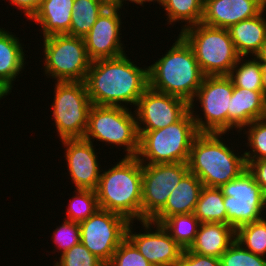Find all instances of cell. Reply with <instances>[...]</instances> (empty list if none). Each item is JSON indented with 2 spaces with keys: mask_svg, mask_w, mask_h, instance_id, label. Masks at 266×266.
<instances>
[{
  "mask_svg": "<svg viewBox=\"0 0 266 266\" xmlns=\"http://www.w3.org/2000/svg\"><path fill=\"white\" fill-rule=\"evenodd\" d=\"M8 96V94L6 92H4L1 88H0V100L3 99L4 97Z\"/></svg>",
  "mask_w": 266,
  "mask_h": 266,
  "instance_id": "obj_44",
  "label": "cell"
},
{
  "mask_svg": "<svg viewBox=\"0 0 266 266\" xmlns=\"http://www.w3.org/2000/svg\"><path fill=\"white\" fill-rule=\"evenodd\" d=\"M203 187L201 180L189 171L171 191L165 206L151 221L161 224L170 216L194 213Z\"/></svg>",
  "mask_w": 266,
  "mask_h": 266,
  "instance_id": "obj_20",
  "label": "cell"
},
{
  "mask_svg": "<svg viewBox=\"0 0 266 266\" xmlns=\"http://www.w3.org/2000/svg\"><path fill=\"white\" fill-rule=\"evenodd\" d=\"M124 1H125V3H126V1H129L130 3L132 2H134V3H136L137 5H141V6H144L143 4L144 3H146V2H149V3H151V2H157L158 4H159V6H160V4H161V1L162 0H121V8L123 7V3H124Z\"/></svg>",
  "mask_w": 266,
  "mask_h": 266,
  "instance_id": "obj_42",
  "label": "cell"
},
{
  "mask_svg": "<svg viewBox=\"0 0 266 266\" xmlns=\"http://www.w3.org/2000/svg\"><path fill=\"white\" fill-rule=\"evenodd\" d=\"M120 13V9L105 8L89 33L83 37L91 61L115 58L126 53L120 40L123 23Z\"/></svg>",
  "mask_w": 266,
  "mask_h": 266,
  "instance_id": "obj_16",
  "label": "cell"
},
{
  "mask_svg": "<svg viewBox=\"0 0 266 266\" xmlns=\"http://www.w3.org/2000/svg\"><path fill=\"white\" fill-rule=\"evenodd\" d=\"M133 223L129 222L126 237L145 259L152 266H176L184 249L170 236L167 230L161 224L151 220H142L140 224L144 227L145 232L137 234L132 231L134 230ZM152 228L156 230L152 231Z\"/></svg>",
  "mask_w": 266,
  "mask_h": 266,
  "instance_id": "obj_15",
  "label": "cell"
},
{
  "mask_svg": "<svg viewBox=\"0 0 266 266\" xmlns=\"http://www.w3.org/2000/svg\"><path fill=\"white\" fill-rule=\"evenodd\" d=\"M135 116L138 131H154L177 122L189 104L176 96L157 92L148 87L139 98ZM143 125V126H142Z\"/></svg>",
  "mask_w": 266,
  "mask_h": 266,
  "instance_id": "obj_14",
  "label": "cell"
},
{
  "mask_svg": "<svg viewBox=\"0 0 266 266\" xmlns=\"http://www.w3.org/2000/svg\"><path fill=\"white\" fill-rule=\"evenodd\" d=\"M192 47L204 76H228L239 59L228 29L202 22L179 33Z\"/></svg>",
  "mask_w": 266,
  "mask_h": 266,
  "instance_id": "obj_6",
  "label": "cell"
},
{
  "mask_svg": "<svg viewBox=\"0 0 266 266\" xmlns=\"http://www.w3.org/2000/svg\"><path fill=\"white\" fill-rule=\"evenodd\" d=\"M189 172L187 163L142 164L141 221L151 220Z\"/></svg>",
  "mask_w": 266,
  "mask_h": 266,
  "instance_id": "obj_13",
  "label": "cell"
},
{
  "mask_svg": "<svg viewBox=\"0 0 266 266\" xmlns=\"http://www.w3.org/2000/svg\"><path fill=\"white\" fill-rule=\"evenodd\" d=\"M52 117L60 140L83 139L92 102L85 82H56Z\"/></svg>",
  "mask_w": 266,
  "mask_h": 266,
  "instance_id": "obj_9",
  "label": "cell"
},
{
  "mask_svg": "<svg viewBox=\"0 0 266 266\" xmlns=\"http://www.w3.org/2000/svg\"><path fill=\"white\" fill-rule=\"evenodd\" d=\"M44 73L56 82H84L91 65L83 38L68 34L43 37Z\"/></svg>",
  "mask_w": 266,
  "mask_h": 266,
  "instance_id": "obj_8",
  "label": "cell"
},
{
  "mask_svg": "<svg viewBox=\"0 0 266 266\" xmlns=\"http://www.w3.org/2000/svg\"><path fill=\"white\" fill-rule=\"evenodd\" d=\"M16 35L0 28V88L8 95L25 65V51Z\"/></svg>",
  "mask_w": 266,
  "mask_h": 266,
  "instance_id": "obj_21",
  "label": "cell"
},
{
  "mask_svg": "<svg viewBox=\"0 0 266 266\" xmlns=\"http://www.w3.org/2000/svg\"><path fill=\"white\" fill-rule=\"evenodd\" d=\"M74 0H43L30 19L39 24L43 37L67 34L71 26Z\"/></svg>",
  "mask_w": 266,
  "mask_h": 266,
  "instance_id": "obj_24",
  "label": "cell"
},
{
  "mask_svg": "<svg viewBox=\"0 0 266 266\" xmlns=\"http://www.w3.org/2000/svg\"><path fill=\"white\" fill-rule=\"evenodd\" d=\"M219 189L224 195L227 224L235 230L265 217L266 195L247 169Z\"/></svg>",
  "mask_w": 266,
  "mask_h": 266,
  "instance_id": "obj_11",
  "label": "cell"
},
{
  "mask_svg": "<svg viewBox=\"0 0 266 266\" xmlns=\"http://www.w3.org/2000/svg\"><path fill=\"white\" fill-rule=\"evenodd\" d=\"M255 57L261 62L262 65H266V39Z\"/></svg>",
  "mask_w": 266,
  "mask_h": 266,
  "instance_id": "obj_41",
  "label": "cell"
},
{
  "mask_svg": "<svg viewBox=\"0 0 266 266\" xmlns=\"http://www.w3.org/2000/svg\"><path fill=\"white\" fill-rule=\"evenodd\" d=\"M95 190L100 209L141 221L142 163L137 157H123L112 168L102 169Z\"/></svg>",
  "mask_w": 266,
  "mask_h": 266,
  "instance_id": "obj_3",
  "label": "cell"
},
{
  "mask_svg": "<svg viewBox=\"0 0 266 266\" xmlns=\"http://www.w3.org/2000/svg\"><path fill=\"white\" fill-rule=\"evenodd\" d=\"M160 5L166 11L169 25L179 21L185 22L181 31L202 22L204 0H162Z\"/></svg>",
  "mask_w": 266,
  "mask_h": 266,
  "instance_id": "obj_26",
  "label": "cell"
},
{
  "mask_svg": "<svg viewBox=\"0 0 266 266\" xmlns=\"http://www.w3.org/2000/svg\"><path fill=\"white\" fill-rule=\"evenodd\" d=\"M247 170L266 195V158L257 161L246 162Z\"/></svg>",
  "mask_w": 266,
  "mask_h": 266,
  "instance_id": "obj_38",
  "label": "cell"
},
{
  "mask_svg": "<svg viewBox=\"0 0 266 266\" xmlns=\"http://www.w3.org/2000/svg\"><path fill=\"white\" fill-rule=\"evenodd\" d=\"M220 266H266V257L248 251L235 240L220 257Z\"/></svg>",
  "mask_w": 266,
  "mask_h": 266,
  "instance_id": "obj_33",
  "label": "cell"
},
{
  "mask_svg": "<svg viewBox=\"0 0 266 266\" xmlns=\"http://www.w3.org/2000/svg\"><path fill=\"white\" fill-rule=\"evenodd\" d=\"M236 230L225 223H201L191 252L220 258L235 241Z\"/></svg>",
  "mask_w": 266,
  "mask_h": 266,
  "instance_id": "obj_22",
  "label": "cell"
},
{
  "mask_svg": "<svg viewBox=\"0 0 266 266\" xmlns=\"http://www.w3.org/2000/svg\"><path fill=\"white\" fill-rule=\"evenodd\" d=\"M71 26L67 33L76 37H85L105 9L96 0H74Z\"/></svg>",
  "mask_w": 266,
  "mask_h": 266,
  "instance_id": "obj_27",
  "label": "cell"
},
{
  "mask_svg": "<svg viewBox=\"0 0 266 266\" xmlns=\"http://www.w3.org/2000/svg\"><path fill=\"white\" fill-rule=\"evenodd\" d=\"M106 266H152L126 237L115 250Z\"/></svg>",
  "mask_w": 266,
  "mask_h": 266,
  "instance_id": "obj_35",
  "label": "cell"
},
{
  "mask_svg": "<svg viewBox=\"0 0 266 266\" xmlns=\"http://www.w3.org/2000/svg\"><path fill=\"white\" fill-rule=\"evenodd\" d=\"M54 263L53 266H106L81 242L61 254L59 261L54 260Z\"/></svg>",
  "mask_w": 266,
  "mask_h": 266,
  "instance_id": "obj_34",
  "label": "cell"
},
{
  "mask_svg": "<svg viewBox=\"0 0 266 266\" xmlns=\"http://www.w3.org/2000/svg\"><path fill=\"white\" fill-rule=\"evenodd\" d=\"M129 221L120 214L98 209L79 223L80 242L105 265L126 238Z\"/></svg>",
  "mask_w": 266,
  "mask_h": 266,
  "instance_id": "obj_12",
  "label": "cell"
},
{
  "mask_svg": "<svg viewBox=\"0 0 266 266\" xmlns=\"http://www.w3.org/2000/svg\"><path fill=\"white\" fill-rule=\"evenodd\" d=\"M142 164L187 163L192 143L199 134L191 111L177 122L154 131H138Z\"/></svg>",
  "mask_w": 266,
  "mask_h": 266,
  "instance_id": "obj_5",
  "label": "cell"
},
{
  "mask_svg": "<svg viewBox=\"0 0 266 266\" xmlns=\"http://www.w3.org/2000/svg\"><path fill=\"white\" fill-rule=\"evenodd\" d=\"M261 2H263L266 5V0H260Z\"/></svg>",
  "mask_w": 266,
  "mask_h": 266,
  "instance_id": "obj_45",
  "label": "cell"
},
{
  "mask_svg": "<svg viewBox=\"0 0 266 266\" xmlns=\"http://www.w3.org/2000/svg\"><path fill=\"white\" fill-rule=\"evenodd\" d=\"M43 0H9L10 5L24 12L27 19H31L41 6Z\"/></svg>",
  "mask_w": 266,
  "mask_h": 266,
  "instance_id": "obj_39",
  "label": "cell"
},
{
  "mask_svg": "<svg viewBox=\"0 0 266 266\" xmlns=\"http://www.w3.org/2000/svg\"><path fill=\"white\" fill-rule=\"evenodd\" d=\"M176 266H220V258L200 255L184 249Z\"/></svg>",
  "mask_w": 266,
  "mask_h": 266,
  "instance_id": "obj_37",
  "label": "cell"
},
{
  "mask_svg": "<svg viewBox=\"0 0 266 266\" xmlns=\"http://www.w3.org/2000/svg\"><path fill=\"white\" fill-rule=\"evenodd\" d=\"M61 142L66 147L67 170L76 189L95 191L102 170L93 143L84 139H64Z\"/></svg>",
  "mask_w": 266,
  "mask_h": 266,
  "instance_id": "obj_17",
  "label": "cell"
},
{
  "mask_svg": "<svg viewBox=\"0 0 266 266\" xmlns=\"http://www.w3.org/2000/svg\"><path fill=\"white\" fill-rule=\"evenodd\" d=\"M225 133H199L192 143L187 165L205 187L219 188L247 169L245 155L235 153L221 139Z\"/></svg>",
  "mask_w": 266,
  "mask_h": 266,
  "instance_id": "obj_4",
  "label": "cell"
},
{
  "mask_svg": "<svg viewBox=\"0 0 266 266\" xmlns=\"http://www.w3.org/2000/svg\"><path fill=\"white\" fill-rule=\"evenodd\" d=\"M266 8L257 16L238 22L228 28L240 57L256 56L266 39ZM263 16V17H262Z\"/></svg>",
  "mask_w": 266,
  "mask_h": 266,
  "instance_id": "obj_23",
  "label": "cell"
},
{
  "mask_svg": "<svg viewBox=\"0 0 266 266\" xmlns=\"http://www.w3.org/2000/svg\"><path fill=\"white\" fill-rule=\"evenodd\" d=\"M200 224L194 213L173 215L161 223L183 249H189L194 243Z\"/></svg>",
  "mask_w": 266,
  "mask_h": 266,
  "instance_id": "obj_28",
  "label": "cell"
},
{
  "mask_svg": "<svg viewBox=\"0 0 266 266\" xmlns=\"http://www.w3.org/2000/svg\"><path fill=\"white\" fill-rule=\"evenodd\" d=\"M106 9H121V0H96Z\"/></svg>",
  "mask_w": 266,
  "mask_h": 266,
  "instance_id": "obj_40",
  "label": "cell"
},
{
  "mask_svg": "<svg viewBox=\"0 0 266 266\" xmlns=\"http://www.w3.org/2000/svg\"><path fill=\"white\" fill-rule=\"evenodd\" d=\"M264 117H266V97L263 91L234 86L228 109V132L234 128L240 133L246 125Z\"/></svg>",
  "mask_w": 266,
  "mask_h": 266,
  "instance_id": "obj_19",
  "label": "cell"
},
{
  "mask_svg": "<svg viewBox=\"0 0 266 266\" xmlns=\"http://www.w3.org/2000/svg\"><path fill=\"white\" fill-rule=\"evenodd\" d=\"M233 87V82L228 76H204L201 86L189 104V110L199 133L228 135V109H230ZM195 100L200 102V111L204 116L194 111Z\"/></svg>",
  "mask_w": 266,
  "mask_h": 266,
  "instance_id": "obj_10",
  "label": "cell"
},
{
  "mask_svg": "<svg viewBox=\"0 0 266 266\" xmlns=\"http://www.w3.org/2000/svg\"><path fill=\"white\" fill-rule=\"evenodd\" d=\"M75 191V196L68 204L66 216L67 220L81 223L99 209L98 199L94 190L76 189Z\"/></svg>",
  "mask_w": 266,
  "mask_h": 266,
  "instance_id": "obj_31",
  "label": "cell"
},
{
  "mask_svg": "<svg viewBox=\"0 0 266 266\" xmlns=\"http://www.w3.org/2000/svg\"><path fill=\"white\" fill-rule=\"evenodd\" d=\"M53 231L52 239L57 246V253L60 255L69 250L72 246L80 243V225L71 220H65Z\"/></svg>",
  "mask_w": 266,
  "mask_h": 266,
  "instance_id": "obj_36",
  "label": "cell"
},
{
  "mask_svg": "<svg viewBox=\"0 0 266 266\" xmlns=\"http://www.w3.org/2000/svg\"><path fill=\"white\" fill-rule=\"evenodd\" d=\"M235 240L248 251L266 257V217L238 227Z\"/></svg>",
  "mask_w": 266,
  "mask_h": 266,
  "instance_id": "obj_30",
  "label": "cell"
},
{
  "mask_svg": "<svg viewBox=\"0 0 266 266\" xmlns=\"http://www.w3.org/2000/svg\"><path fill=\"white\" fill-rule=\"evenodd\" d=\"M83 139L92 143L96 139L105 144L123 146L125 157H137L139 134L135 113L129 111L128 107L92 105Z\"/></svg>",
  "mask_w": 266,
  "mask_h": 266,
  "instance_id": "obj_7",
  "label": "cell"
},
{
  "mask_svg": "<svg viewBox=\"0 0 266 266\" xmlns=\"http://www.w3.org/2000/svg\"><path fill=\"white\" fill-rule=\"evenodd\" d=\"M243 133L247 134V145L250 146L251 151L246 150L245 155L246 162L257 161L266 158V117L257 119L252 123L246 125Z\"/></svg>",
  "mask_w": 266,
  "mask_h": 266,
  "instance_id": "obj_32",
  "label": "cell"
},
{
  "mask_svg": "<svg viewBox=\"0 0 266 266\" xmlns=\"http://www.w3.org/2000/svg\"><path fill=\"white\" fill-rule=\"evenodd\" d=\"M262 85H263V95L266 97V65H263L262 69Z\"/></svg>",
  "mask_w": 266,
  "mask_h": 266,
  "instance_id": "obj_43",
  "label": "cell"
},
{
  "mask_svg": "<svg viewBox=\"0 0 266 266\" xmlns=\"http://www.w3.org/2000/svg\"><path fill=\"white\" fill-rule=\"evenodd\" d=\"M224 195L216 187H203L196 204L194 215L201 223L227 224V210L224 206Z\"/></svg>",
  "mask_w": 266,
  "mask_h": 266,
  "instance_id": "obj_25",
  "label": "cell"
},
{
  "mask_svg": "<svg viewBox=\"0 0 266 266\" xmlns=\"http://www.w3.org/2000/svg\"><path fill=\"white\" fill-rule=\"evenodd\" d=\"M266 5L260 0H204L202 23L228 29L260 14Z\"/></svg>",
  "mask_w": 266,
  "mask_h": 266,
  "instance_id": "obj_18",
  "label": "cell"
},
{
  "mask_svg": "<svg viewBox=\"0 0 266 266\" xmlns=\"http://www.w3.org/2000/svg\"><path fill=\"white\" fill-rule=\"evenodd\" d=\"M126 55L91 62L84 82L92 105L135 107L149 87L148 68H140Z\"/></svg>",
  "mask_w": 266,
  "mask_h": 266,
  "instance_id": "obj_1",
  "label": "cell"
},
{
  "mask_svg": "<svg viewBox=\"0 0 266 266\" xmlns=\"http://www.w3.org/2000/svg\"><path fill=\"white\" fill-rule=\"evenodd\" d=\"M164 56L148 66V86L190 104L201 86L202 73L192 47L179 34Z\"/></svg>",
  "mask_w": 266,
  "mask_h": 266,
  "instance_id": "obj_2",
  "label": "cell"
},
{
  "mask_svg": "<svg viewBox=\"0 0 266 266\" xmlns=\"http://www.w3.org/2000/svg\"><path fill=\"white\" fill-rule=\"evenodd\" d=\"M239 57L238 61L231 69L228 77L235 87H241L253 91H263L261 62L253 56L248 60Z\"/></svg>",
  "mask_w": 266,
  "mask_h": 266,
  "instance_id": "obj_29",
  "label": "cell"
}]
</instances>
